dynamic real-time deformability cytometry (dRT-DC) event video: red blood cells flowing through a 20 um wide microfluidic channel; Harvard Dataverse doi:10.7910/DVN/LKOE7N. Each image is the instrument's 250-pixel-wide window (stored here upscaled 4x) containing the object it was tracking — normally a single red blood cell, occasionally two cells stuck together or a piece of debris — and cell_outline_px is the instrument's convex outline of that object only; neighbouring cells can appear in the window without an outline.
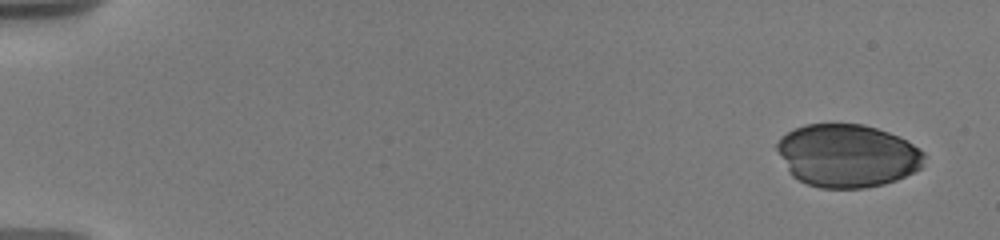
{"species": "human", "species_latin": "Homo sapiens", "temperature_condition": "warm", "stored_images_in_passage": 29, "camera_frame_rate_fps": 3000, "um_per_image_px": 0.085, "donor": {"sex": "male"}, "frame": {"image": 1, "passage_image": 1, "time_ms": 0.0, "image_size_px": [1000, 240], "cell_outline_px": [[924, 156], [920, 168], [896, 180], [884, 184], [864, 188], [820, 188], [808, 184], [792, 176], [780, 156], [776, 148], [776, 144], [780, 136], [804, 124], [864, 124], [888, 132], [912, 144], [924, 152]], "centroid_in_image_um": [71.99, 13.23], "position_along_channel_um": 13.0, "area_um2": 53.7}}